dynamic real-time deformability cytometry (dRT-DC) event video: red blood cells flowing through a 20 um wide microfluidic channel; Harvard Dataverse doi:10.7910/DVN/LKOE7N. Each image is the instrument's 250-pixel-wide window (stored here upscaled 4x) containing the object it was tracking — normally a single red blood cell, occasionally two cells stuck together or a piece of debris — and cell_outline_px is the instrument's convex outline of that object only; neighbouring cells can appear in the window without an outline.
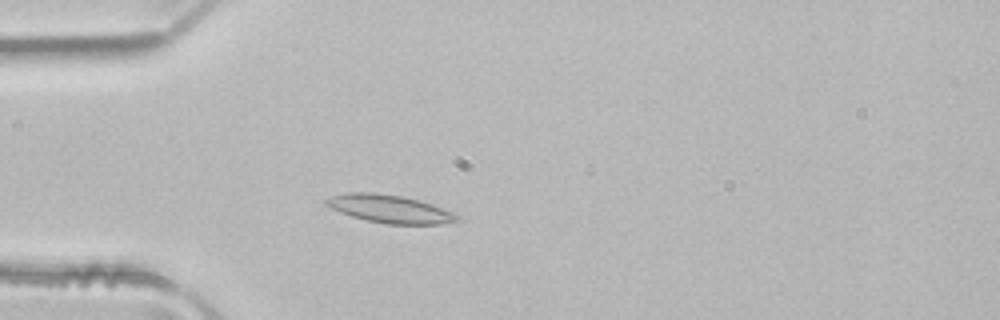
{"species": "common noctule bat (a hibernating species)", "species_latin": "Nyctalus noctula", "temperature_condition": "room temperature", "stored_images_in_passage": 3, "camera_frame_rate_fps": 3000, "um_per_image_px": 0.085, "animal": {"sex": "male", "body_mass_g": 21.5, "forearm_length_mm": 52.0}, "frame": {"image": 1, "passage_image": 3, "time_ms": 0.667, "image_size_px": [1000, 320], "cell_outline_px": [[460, 220], [440, 224], [388, 224], [368, 220], [352, 216], [340, 212], [324, 204], [324, 200], [332, 196], [348, 192], [372, 192], [400, 196], [420, 200], [432, 204], [452, 212], [460, 216]], "centroid_in_image_um": [33.13, 17.75], "position_along_channel_um": 51.9, "area_um2": 21.15}}